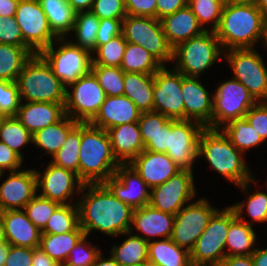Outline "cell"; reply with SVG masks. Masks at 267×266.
Masks as SVG:
<instances>
[{
    "label": "cell",
    "mask_w": 267,
    "mask_h": 266,
    "mask_svg": "<svg viewBox=\"0 0 267 266\" xmlns=\"http://www.w3.org/2000/svg\"><path fill=\"white\" fill-rule=\"evenodd\" d=\"M87 191L86 193H84ZM77 206L85 235L97 230L110 237L130 232L134 209L116 198L103 183L84 184Z\"/></svg>",
    "instance_id": "6da1fadb"
},
{
    "label": "cell",
    "mask_w": 267,
    "mask_h": 266,
    "mask_svg": "<svg viewBox=\"0 0 267 266\" xmlns=\"http://www.w3.org/2000/svg\"><path fill=\"white\" fill-rule=\"evenodd\" d=\"M263 13L254 2H238L223 7L214 31L222 49L256 48L262 35Z\"/></svg>",
    "instance_id": "7a4b0ae2"
},
{
    "label": "cell",
    "mask_w": 267,
    "mask_h": 266,
    "mask_svg": "<svg viewBox=\"0 0 267 266\" xmlns=\"http://www.w3.org/2000/svg\"><path fill=\"white\" fill-rule=\"evenodd\" d=\"M204 157L211 169L240 186L255 178L239 151L221 129L204 128L199 137L198 158Z\"/></svg>",
    "instance_id": "3957f363"
},
{
    "label": "cell",
    "mask_w": 267,
    "mask_h": 266,
    "mask_svg": "<svg viewBox=\"0 0 267 266\" xmlns=\"http://www.w3.org/2000/svg\"><path fill=\"white\" fill-rule=\"evenodd\" d=\"M120 163L114 157L107 131L81 123L79 178L85 183H103L112 177Z\"/></svg>",
    "instance_id": "277c9868"
},
{
    "label": "cell",
    "mask_w": 267,
    "mask_h": 266,
    "mask_svg": "<svg viewBox=\"0 0 267 266\" xmlns=\"http://www.w3.org/2000/svg\"><path fill=\"white\" fill-rule=\"evenodd\" d=\"M21 101L65 103L66 87L39 54H33L18 75Z\"/></svg>",
    "instance_id": "5b68a950"
},
{
    "label": "cell",
    "mask_w": 267,
    "mask_h": 266,
    "mask_svg": "<svg viewBox=\"0 0 267 266\" xmlns=\"http://www.w3.org/2000/svg\"><path fill=\"white\" fill-rule=\"evenodd\" d=\"M224 50L214 31H204L200 35L183 41L173 49L174 69L187 77H199L218 60H222Z\"/></svg>",
    "instance_id": "8992f818"
},
{
    "label": "cell",
    "mask_w": 267,
    "mask_h": 266,
    "mask_svg": "<svg viewBox=\"0 0 267 266\" xmlns=\"http://www.w3.org/2000/svg\"><path fill=\"white\" fill-rule=\"evenodd\" d=\"M39 54L66 88L92 69L93 54L72 44L68 37L56 39Z\"/></svg>",
    "instance_id": "52a82bcc"
},
{
    "label": "cell",
    "mask_w": 267,
    "mask_h": 266,
    "mask_svg": "<svg viewBox=\"0 0 267 266\" xmlns=\"http://www.w3.org/2000/svg\"><path fill=\"white\" fill-rule=\"evenodd\" d=\"M236 218L228 206L217 210L190 251L192 265H219L225 258V245L230 223Z\"/></svg>",
    "instance_id": "ba28073f"
},
{
    "label": "cell",
    "mask_w": 267,
    "mask_h": 266,
    "mask_svg": "<svg viewBox=\"0 0 267 266\" xmlns=\"http://www.w3.org/2000/svg\"><path fill=\"white\" fill-rule=\"evenodd\" d=\"M121 34L127 42L142 46L163 66L173 61V48L164 34L161 21L155 17L126 15Z\"/></svg>",
    "instance_id": "9c48e42d"
},
{
    "label": "cell",
    "mask_w": 267,
    "mask_h": 266,
    "mask_svg": "<svg viewBox=\"0 0 267 266\" xmlns=\"http://www.w3.org/2000/svg\"><path fill=\"white\" fill-rule=\"evenodd\" d=\"M232 78L242 83L257 102H267V66L256 48L224 51Z\"/></svg>",
    "instance_id": "30bf717a"
},
{
    "label": "cell",
    "mask_w": 267,
    "mask_h": 266,
    "mask_svg": "<svg viewBox=\"0 0 267 266\" xmlns=\"http://www.w3.org/2000/svg\"><path fill=\"white\" fill-rule=\"evenodd\" d=\"M213 92L212 129H221L231 120L242 118L257 101L238 80L219 83Z\"/></svg>",
    "instance_id": "8fae6325"
},
{
    "label": "cell",
    "mask_w": 267,
    "mask_h": 266,
    "mask_svg": "<svg viewBox=\"0 0 267 266\" xmlns=\"http://www.w3.org/2000/svg\"><path fill=\"white\" fill-rule=\"evenodd\" d=\"M105 98V92L91 71L66 88L65 115L80 123H88L96 116Z\"/></svg>",
    "instance_id": "7c38bea8"
},
{
    "label": "cell",
    "mask_w": 267,
    "mask_h": 266,
    "mask_svg": "<svg viewBox=\"0 0 267 266\" xmlns=\"http://www.w3.org/2000/svg\"><path fill=\"white\" fill-rule=\"evenodd\" d=\"M217 210L205 197L187 204L174 217L170 239L190 252Z\"/></svg>",
    "instance_id": "4fadbf2b"
},
{
    "label": "cell",
    "mask_w": 267,
    "mask_h": 266,
    "mask_svg": "<svg viewBox=\"0 0 267 266\" xmlns=\"http://www.w3.org/2000/svg\"><path fill=\"white\" fill-rule=\"evenodd\" d=\"M15 18L24 39V47L34 54L58 39L38 0H19Z\"/></svg>",
    "instance_id": "5bb4252c"
},
{
    "label": "cell",
    "mask_w": 267,
    "mask_h": 266,
    "mask_svg": "<svg viewBox=\"0 0 267 266\" xmlns=\"http://www.w3.org/2000/svg\"><path fill=\"white\" fill-rule=\"evenodd\" d=\"M204 126L193 120L169 119L166 154L181 170L193 171L198 158V144Z\"/></svg>",
    "instance_id": "9a60e30c"
},
{
    "label": "cell",
    "mask_w": 267,
    "mask_h": 266,
    "mask_svg": "<svg viewBox=\"0 0 267 266\" xmlns=\"http://www.w3.org/2000/svg\"><path fill=\"white\" fill-rule=\"evenodd\" d=\"M194 171L181 170L161 185L151 188L149 205L159 211L176 215L184 205L195 200Z\"/></svg>",
    "instance_id": "2e32d148"
},
{
    "label": "cell",
    "mask_w": 267,
    "mask_h": 266,
    "mask_svg": "<svg viewBox=\"0 0 267 266\" xmlns=\"http://www.w3.org/2000/svg\"><path fill=\"white\" fill-rule=\"evenodd\" d=\"M182 73L162 66L154 73L153 111L169 119L185 120Z\"/></svg>",
    "instance_id": "e0dca14e"
},
{
    "label": "cell",
    "mask_w": 267,
    "mask_h": 266,
    "mask_svg": "<svg viewBox=\"0 0 267 266\" xmlns=\"http://www.w3.org/2000/svg\"><path fill=\"white\" fill-rule=\"evenodd\" d=\"M37 176V191L39 196L60 204H73V196L81 195L84 182L76 173L54 165L49 161L44 172L35 170ZM41 189V190H39Z\"/></svg>",
    "instance_id": "ac0fdd59"
},
{
    "label": "cell",
    "mask_w": 267,
    "mask_h": 266,
    "mask_svg": "<svg viewBox=\"0 0 267 266\" xmlns=\"http://www.w3.org/2000/svg\"><path fill=\"white\" fill-rule=\"evenodd\" d=\"M119 200L133 209L150 202L151 188L129 164H120L114 175L103 182Z\"/></svg>",
    "instance_id": "d6986e66"
},
{
    "label": "cell",
    "mask_w": 267,
    "mask_h": 266,
    "mask_svg": "<svg viewBox=\"0 0 267 266\" xmlns=\"http://www.w3.org/2000/svg\"><path fill=\"white\" fill-rule=\"evenodd\" d=\"M0 184V211L24 209L38 193L35 169L8 171Z\"/></svg>",
    "instance_id": "ffe728a7"
},
{
    "label": "cell",
    "mask_w": 267,
    "mask_h": 266,
    "mask_svg": "<svg viewBox=\"0 0 267 266\" xmlns=\"http://www.w3.org/2000/svg\"><path fill=\"white\" fill-rule=\"evenodd\" d=\"M181 93L184 100L185 120H193L205 128L212 129L213 94L206 90L200 78L182 74Z\"/></svg>",
    "instance_id": "44dd1931"
},
{
    "label": "cell",
    "mask_w": 267,
    "mask_h": 266,
    "mask_svg": "<svg viewBox=\"0 0 267 266\" xmlns=\"http://www.w3.org/2000/svg\"><path fill=\"white\" fill-rule=\"evenodd\" d=\"M146 184L153 188L161 185L181 169L166 154L144 150L130 163Z\"/></svg>",
    "instance_id": "7402d4cb"
},
{
    "label": "cell",
    "mask_w": 267,
    "mask_h": 266,
    "mask_svg": "<svg viewBox=\"0 0 267 266\" xmlns=\"http://www.w3.org/2000/svg\"><path fill=\"white\" fill-rule=\"evenodd\" d=\"M175 215L159 211L147 204L134 209L130 232L150 242L154 237L170 238L174 227ZM141 233V235L139 234ZM143 234V235H142Z\"/></svg>",
    "instance_id": "603a6c76"
},
{
    "label": "cell",
    "mask_w": 267,
    "mask_h": 266,
    "mask_svg": "<svg viewBox=\"0 0 267 266\" xmlns=\"http://www.w3.org/2000/svg\"><path fill=\"white\" fill-rule=\"evenodd\" d=\"M140 114L134 102L125 95L106 96L98 113L89 123L107 130L121 124L138 122Z\"/></svg>",
    "instance_id": "cb8c5ba5"
},
{
    "label": "cell",
    "mask_w": 267,
    "mask_h": 266,
    "mask_svg": "<svg viewBox=\"0 0 267 266\" xmlns=\"http://www.w3.org/2000/svg\"><path fill=\"white\" fill-rule=\"evenodd\" d=\"M6 241L11 246L38 248L41 231L23 209L2 211Z\"/></svg>",
    "instance_id": "d4e9b609"
},
{
    "label": "cell",
    "mask_w": 267,
    "mask_h": 266,
    "mask_svg": "<svg viewBox=\"0 0 267 266\" xmlns=\"http://www.w3.org/2000/svg\"><path fill=\"white\" fill-rule=\"evenodd\" d=\"M64 105L65 103L21 101L16 118L33 135L60 121L65 116Z\"/></svg>",
    "instance_id": "484cf974"
},
{
    "label": "cell",
    "mask_w": 267,
    "mask_h": 266,
    "mask_svg": "<svg viewBox=\"0 0 267 266\" xmlns=\"http://www.w3.org/2000/svg\"><path fill=\"white\" fill-rule=\"evenodd\" d=\"M106 131L114 157L120 164H129L144 151V143L138 122L121 124Z\"/></svg>",
    "instance_id": "4316f807"
},
{
    "label": "cell",
    "mask_w": 267,
    "mask_h": 266,
    "mask_svg": "<svg viewBox=\"0 0 267 266\" xmlns=\"http://www.w3.org/2000/svg\"><path fill=\"white\" fill-rule=\"evenodd\" d=\"M160 21L168 43L173 49L181 42L204 32L188 5L163 17Z\"/></svg>",
    "instance_id": "83f0119b"
},
{
    "label": "cell",
    "mask_w": 267,
    "mask_h": 266,
    "mask_svg": "<svg viewBox=\"0 0 267 266\" xmlns=\"http://www.w3.org/2000/svg\"><path fill=\"white\" fill-rule=\"evenodd\" d=\"M138 126L144 143V150L166 153L169 140V118L150 111L140 114Z\"/></svg>",
    "instance_id": "f1b7e54d"
},
{
    "label": "cell",
    "mask_w": 267,
    "mask_h": 266,
    "mask_svg": "<svg viewBox=\"0 0 267 266\" xmlns=\"http://www.w3.org/2000/svg\"><path fill=\"white\" fill-rule=\"evenodd\" d=\"M154 74L125 72L123 95L131 99L141 113L153 111Z\"/></svg>",
    "instance_id": "f546056e"
},
{
    "label": "cell",
    "mask_w": 267,
    "mask_h": 266,
    "mask_svg": "<svg viewBox=\"0 0 267 266\" xmlns=\"http://www.w3.org/2000/svg\"><path fill=\"white\" fill-rule=\"evenodd\" d=\"M251 183L256 185L258 182L253 178L239 186L243 193L245 192V195H247V200L237 202L236 204L234 203L230 207L234 210L236 217L239 220L246 222L253 227L257 222L260 224L267 223V193L259 190L254 191L253 193H248L249 187L252 185ZM244 210H246L248 217L251 218L250 221L245 220L246 216H243V212H245Z\"/></svg>",
    "instance_id": "4dcf8cb0"
},
{
    "label": "cell",
    "mask_w": 267,
    "mask_h": 266,
    "mask_svg": "<svg viewBox=\"0 0 267 266\" xmlns=\"http://www.w3.org/2000/svg\"><path fill=\"white\" fill-rule=\"evenodd\" d=\"M78 121L65 115L60 121L49 125L32 135V143L36 148L44 150L43 155L53 157L65 143L69 132L78 124Z\"/></svg>",
    "instance_id": "1f68e13d"
},
{
    "label": "cell",
    "mask_w": 267,
    "mask_h": 266,
    "mask_svg": "<svg viewBox=\"0 0 267 266\" xmlns=\"http://www.w3.org/2000/svg\"><path fill=\"white\" fill-rule=\"evenodd\" d=\"M148 261L153 266H191L190 252L176 245L170 238L148 243Z\"/></svg>",
    "instance_id": "d6a6232c"
},
{
    "label": "cell",
    "mask_w": 267,
    "mask_h": 266,
    "mask_svg": "<svg viewBox=\"0 0 267 266\" xmlns=\"http://www.w3.org/2000/svg\"><path fill=\"white\" fill-rule=\"evenodd\" d=\"M49 22L52 32L58 38L70 37L76 12L67 0H38Z\"/></svg>",
    "instance_id": "836d02e7"
},
{
    "label": "cell",
    "mask_w": 267,
    "mask_h": 266,
    "mask_svg": "<svg viewBox=\"0 0 267 266\" xmlns=\"http://www.w3.org/2000/svg\"><path fill=\"white\" fill-rule=\"evenodd\" d=\"M256 236L254 227L236 217L230 223L228 229L225 245V257L251 255L257 248L255 247V242L257 240Z\"/></svg>",
    "instance_id": "e575fe53"
},
{
    "label": "cell",
    "mask_w": 267,
    "mask_h": 266,
    "mask_svg": "<svg viewBox=\"0 0 267 266\" xmlns=\"http://www.w3.org/2000/svg\"><path fill=\"white\" fill-rule=\"evenodd\" d=\"M84 235L80 226L64 234H41L39 248L58 264H65L70 251Z\"/></svg>",
    "instance_id": "d590c367"
},
{
    "label": "cell",
    "mask_w": 267,
    "mask_h": 266,
    "mask_svg": "<svg viewBox=\"0 0 267 266\" xmlns=\"http://www.w3.org/2000/svg\"><path fill=\"white\" fill-rule=\"evenodd\" d=\"M128 236L121 244H114L110 248L111 256L120 266H134L148 261V241L127 232L121 234Z\"/></svg>",
    "instance_id": "8d00e7d4"
},
{
    "label": "cell",
    "mask_w": 267,
    "mask_h": 266,
    "mask_svg": "<svg viewBox=\"0 0 267 266\" xmlns=\"http://www.w3.org/2000/svg\"><path fill=\"white\" fill-rule=\"evenodd\" d=\"M34 53L24 46L0 44V79L17 81L25 63Z\"/></svg>",
    "instance_id": "74e56055"
},
{
    "label": "cell",
    "mask_w": 267,
    "mask_h": 266,
    "mask_svg": "<svg viewBox=\"0 0 267 266\" xmlns=\"http://www.w3.org/2000/svg\"><path fill=\"white\" fill-rule=\"evenodd\" d=\"M163 65L142 46L127 42L120 68L124 72L154 74Z\"/></svg>",
    "instance_id": "f35d334b"
},
{
    "label": "cell",
    "mask_w": 267,
    "mask_h": 266,
    "mask_svg": "<svg viewBox=\"0 0 267 266\" xmlns=\"http://www.w3.org/2000/svg\"><path fill=\"white\" fill-rule=\"evenodd\" d=\"M221 130L230 139L231 143L244 154L250 148H258L264 143L245 117L231 120Z\"/></svg>",
    "instance_id": "ab89813d"
},
{
    "label": "cell",
    "mask_w": 267,
    "mask_h": 266,
    "mask_svg": "<svg viewBox=\"0 0 267 266\" xmlns=\"http://www.w3.org/2000/svg\"><path fill=\"white\" fill-rule=\"evenodd\" d=\"M100 19L92 11H81L75 15L72 28L75 40L68 39L72 44L93 53L96 50V36ZM76 41V42H75Z\"/></svg>",
    "instance_id": "60d3db41"
},
{
    "label": "cell",
    "mask_w": 267,
    "mask_h": 266,
    "mask_svg": "<svg viewBox=\"0 0 267 266\" xmlns=\"http://www.w3.org/2000/svg\"><path fill=\"white\" fill-rule=\"evenodd\" d=\"M0 141L24 160L21 150L27 144L32 143V134L16 116L2 117L0 120Z\"/></svg>",
    "instance_id": "b9f144b4"
},
{
    "label": "cell",
    "mask_w": 267,
    "mask_h": 266,
    "mask_svg": "<svg viewBox=\"0 0 267 266\" xmlns=\"http://www.w3.org/2000/svg\"><path fill=\"white\" fill-rule=\"evenodd\" d=\"M81 143V123L79 122L66 137L65 143L52 157L54 165L71 170L79 177V151Z\"/></svg>",
    "instance_id": "7bdbcfd3"
},
{
    "label": "cell",
    "mask_w": 267,
    "mask_h": 266,
    "mask_svg": "<svg viewBox=\"0 0 267 266\" xmlns=\"http://www.w3.org/2000/svg\"><path fill=\"white\" fill-rule=\"evenodd\" d=\"M79 226L77 201L73 204H61L48 220L41 234H64Z\"/></svg>",
    "instance_id": "ee69618b"
},
{
    "label": "cell",
    "mask_w": 267,
    "mask_h": 266,
    "mask_svg": "<svg viewBox=\"0 0 267 266\" xmlns=\"http://www.w3.org/2000/svg\"><path fill=\"white\" fill-rule=\"evenodd\" d=\"M187 5L204 31L217 29L224 7L218 0H188Z\"/></svg>",
    "instance_id": "f6af8a7d"
},
{
    "label": "cell",
    "mask_w": 267,
    "mask_h": 266,
    "mask_svg": "<svg viewBox=\"0 0 267 266\" xmlns=\"http://www.w3.org/2000/svg\"><path fill=\"white\" fill-rule=\"evenodd\" d=\"M91 71L97 77L106 96L123 95L125 72L120 67L92 65Z\"/></svg>",
    "instance_id": "bcb514c9"
},
{
    "label": "cell",
    "mask_w": 267,
    "mask_h": 266,
    "mask_svg": "<svg viewBox=\"0 0 267 266\" xmlns=\"http://www.w3.org/2000/svg\"><path fill=\"white\" fill-rule=\"evenodd\" d=\"M127 41L123 35H119L104 45L99 46L92 54V65H104L111 67H120Z\"/></svg>",
    "instance_id": "7dc6e473"
},
{
    "label": "cell",
    "mask_w": 267,
    "mask_h": 266,
    "mask_svg": "<svg viewBox=\"0 0 267 266\" xmlns=\"http://www.w3.org/2000/svg\"><path fill=\"white\" fill-rule=\"evenodd\" d=\"M61 204L49 199H45L36 194L24 207V211L27 214L28 219L42 231L55 212V210Z\"/></svg>",
    "instance_id": "c3c4849f"
},
{
    "label": "cell",
    "mask_w": 267,
    "mask_h": 266,
    "mask_svg": "<svg viewBox=\"0 0 267 266\" xmlns=\"http://www.w3.org/2000/svg\"><path fill=\"white\" fill-rule=\"evenodd\" d=\"M88 237L84 235L70 251L65 262L67 266H91L95 262L101 250L92 242L87 241Z\"/></svg>",
    "instance_id": "681fc988"
},
{
    "label": "cell",
    "mask_w": 267,
    "mask_h": 266,
    "mask_svg": "<svg viewBox=\"0 0 267 266\" xmlns=\"http://www.w3.org/2000/svg\"><path fill=\"white\" fill-rule=\"evenodd\" d=\"M20 103L17 82L0 79V115L2 117L16 116Z\"/></svg>",
    "instance_id": "f907efd6"
},
{
    "label": "cell",
    "mask_w": 267,
    "mask_h": 266,
    "mask_svg": "<svg viewBox=\"0 0 267 266\" xmlns=\"http://www.w3.org/2000/svg\"><path fill=\"white\" fill-rule=\"evenodd\" d=\"M91 11L99 19H123L127 15L122 0H94Z\"/></svg>",
    "instance_id": "816d5d0a"
},
{
    "label": "cell",
    "mask_w": 267,
    "mask_h": 266,
    "mask_svg": "<svg viewBox=\"0 0 267 266\" xmlns=\"http://www.w3.org/2000/svg\"><path fill=\"white\" fill-rule=\"evenodd\" d=\"M0 44L24 46V39L15 16H0Z\"/></svg>",
    "instance_id": "f5cc1de1"
},
{
    "label": "cell",
    "mask_w": 267,
    "mask_h": 266,
    "mask_svg": "<svg viewBox=\"0 0 267 266\" xmlns=\"http://www.w3.org/2000/svg\"><path fill=\"white\" fill-rule=\"evenodd\" d=\"M244 117L265 142L267 140V102H257Z\"/></svg>",
    "instance_id": "db71d44e"
},
{
    "label": "cell",
    "mask_w": 267,
    "mask_h": 266,
    "mask_svg": "<svg viewBox=\"0 0 267 266\" xmlns=\"http://www.w3.org/2000/svg\"><path fill=\"white\" fill-rule=\"evenodd\" d=\"M123 19H100L96 36V49L121 35Z\"/></svg>",
    "instance_id": "11a10c76"
},
{
    "label": "cell",
    "mask_w": 267,
    "mask_h": 266,
    "mask_svg": "<svg viewBox=\"0 0 267 266\" xmlns=\"http://www.w3.org/2000/svg\"><path fill=\"white\" fill-rule=\"evenodd\" d=\"M157 0H126L127 15L156 18Z\"/></svg>",
    "instance_id": "9f6ffc18"
},
{
    "label": "cell",
    "mask_w": 267,
    "mask_h": 266,
    "mask_svg": "<svg viewBox=\"0 0 267 266\" xmlns=\"http://www.w3.org/2000/svg\"><path fill=\"white\" fill-rule=\"evenodd\" d=\"M33 253V248L10 246L4 266H32Z\"/></svg>",
    "instance_id": "6f0895ef"
},
{
    "label": "cell",
    "mask_w": 267,
    "mask_h": 266,
    "mask_svg": "<svg viewBox=\"0 0 267 266\" xmlns=\"http://www.w3.org/2000/svg\"><path fill=\"white\" fill-rule=\"evenodd\" d=\"M23 161L17 153L0 141V173L20 170Z\"/></svg>",
    "instance_id": "680465c9"
},
{
    "label": "cell",
    "mask_w": 267,
    "mask_h": 266,
    "mask_svg": "<svg viewBox=\"0 0 267 266\" xmlns=\"http://www.w3.org/2000/svg\"><path fill=\"white\" fill-rule=\"evenodd\" d=\"M188 0H157L156 2V19L173 14L177 10L184 8Z\"/></svg>",
    "instance_id": "91938a15"
},
{
    "label": "cell",
    "mask_w": 267,
    "mask_h": 266,
    "mask_svg": "<svg viewBox=\"0 0 267 266\" xmlns=\"http://www.w3.org/2000/svg\"><path fill=\"white\" fill-rule=\"evenodd\" d=\"M219 266H253L251 255L248 256H226Z\"/></svg>",
    "instance_id": "94428289"
},
{
    "label": "cell",
    "mask_w": 267,
    "mask_h": 266,
    "mask_svg": "<svg viewBox=\"0 0 267 266\" xmlns=\"http://www.w3.org/2000/svg\"><path fill=\"white\" fill-rule=\"evenodd\" d=\"M32 266H58V263L38 247L34 248Z\"/></svg>",
    "instance_id": "6125c7cd"
},
{
    "label": "cell",
    "mask_w": 267,
    "mask_h": 266,
    "mask_svg": "<svg viewBox=\"0 0 267 266\" xmlns=\"http://www.w3.org/2000/svg\"><path fill=\"white\" fill-rule=\"evenodd\" d=\"M19 0H0V16H15Z\"/></svg>",
    "instance_id": "be15d7a7"
},
{
    "label": "cell",
    "mask_w": 267,
    "mask_h": 266,
    "mask_svg": "<svg viewBox=\"0 0 267 266\" xmlns=\"http://www.w3.org/2000/svg\"><path fill=\"white\" fill-rule=\"evenodd\" d=\"M251 257L253 266H267V248H256Z\"/></svg>",
    "instance_id": "e7e4bbea"
},
{
    "label": "cell",
    "mask_w": 267,
    "mask_h": 266,
    "mask_svg": "<svg viewBox=\"0 0 267 266\" xmlns=\"http://www.w3.org/2000/svg\"><path fill=\"white\" fill-rule=\"evenodd\" d=\"M73 10L77 12L91 11L94 0H67Z\"/></svg>",
    "instance_id": "03108f58"
},
{
    "label": "cell",
    "mask_w": 267,
    "mask_h": 266,
    "mask_svg": "<svg viewBox=\"0 0 267 266\" xmlns=\"http://www.w3.org/2000/svg\"><path fill=\"white\" fill-rule=\"evenodd\" d=\"M103 254L101 251L91 266H120L111 255L108 258H104Z\"/></svg>",
    "instance_id": "003e7915"
},
{
    "label": "cell",
    "mask_w": 267,
    "mask_h": 266,
    "mask_svg": "<svg viewBox=\"0 0 267 266\" xmlns=\"http://www.w3.org/2000/svg\"><path fill=\"white\" fill-rule=\"evenodd\" d=\"M10 246L7 241L0 243V266L5 265Z\"/></svg>",
    "instance_id": "a7ac6f4b"
},
{
    "label": "cell",
    "mask_w": 267,
    "mask_h": 266,
    "mask_svg": "<svg viewBox=\"0 0 267 266\" xmlns=\"http://www.w3.org/2000/svg\"><path fill=\"white\" fill-rule=\"evenodd\" d=\"M260 43H262V45H264L263 47H265L264 49L267 50V13H265L263 15V21H262V35H261V39H260Z\"/></svg>",
    "instance_id": "89a4df30"
},
{
    "label": "cell",
    "mask_w": 267,
    "mask_h": 266,
    "mask_svg": "<svg viewBox=\"0 0 267 266\" xmlns=\"http://www.w3.org/2000/svg\"><path fill=\"white\" fill-rule=\"evenodd\" d=\"M5 230H4V222H3V216L2 211H0V243L5 242Z\"/></svg>",
    "instance_id": "2644e50d"
},
{
    "label": "cell",
    "mask_w": 267,
    "mask_h": 266,
    "mask_svg": "<svg viewBox=\"0 0 267 266\" xmlns=\"http://www.w3.org/2000/svg\"><path fill=\"white\" fill-rule=\"evenodd\" d=\"M256 5L263 14L267 13V0H258Z\"/></svg>",
    "instance_id": "8c879c8a"
},
{
    "label": "cell",
    "mask_w": 267,
    "mask_h": 266,
    "mask_svg": "<svg viewBox=\"0 0 267 266\" xmlns=\"http://www.w3.org/2000/svg\"><path fill=\"white\" fill-rule=\"evenodd\" d=\"M223 6L241 2V0H218Z\"/></svg>",
    "instance_id": "753ad0ef"
},
{
    "label": "cell",
    "mask_w": 267,
    "mask_h": 266,
    "mask_svg": "<svg viewBox=\"0 0 267 266\" xmlns=\"http://www.w3.org/2000/svg\"><path fill=\"white\" fill-rule=\"evenodd\" d=\"M134 266H153V265L149 261H147V262H144L142 264L134 265Z\"/></svg>",
    "instance_id": "34e18365"
},
{
    "label": "cell",
    "mask_w": 267,
    "mask_h": 266,
    "mask_svg": "<svg viewBox=\"0 0 267 266\" xmlns=\"http://www.w3.org/2000/svg\"><path fill=\"white\" fill-rule=\"evenodd\" d=\"M258 0H241V2H254L256 3Z\"/></svg>",
    "instance_id": "11e5206c"
},
{
    "label": "cell",
    "mask_w": 267,
    "mask_h": 266,
    "mask_svg": "<svg viewBox=\"0 0 267 266\" xmlns=\"http://www.w3.org/2000/svg\"><path fill=\"white\" fill-rule=\"evenodd\" d=\"M191 266H219V265H191Z\"/></svg>",
    "instance_id": "2a66077c"
},
{
    "label": "cell",
    "mask_w": 267,
    "mask_h": 266,
    "mask_svg": "<svg viewBox=\"0 0 267 266\" xmlns=\"http://www.w3.org/2000/svg\"><path fill=\"white\" fill-rule=\"evenodd\" d=\"M4 174H5L4 172L0 173V180H1V178H2V176H3ZM0 182H1V181H0Z\"/></svg>",
    "instance_id": "b9fcfbb0"
},
{
    "label": "cell",
    "mask_w": 267,
    "mask_h": 266,
    "mask_svg": "<svg viewBox=\"0 0 267 266\" xmlns=\"http://www.w3.org/2000/svg\"><path fill=\"white\" fill-rule=\"evenodd\" d=\"M58 266H67L66 264H58Z\"/></svg>",
    "instance_id": "09005b40"
}]
</instances>
